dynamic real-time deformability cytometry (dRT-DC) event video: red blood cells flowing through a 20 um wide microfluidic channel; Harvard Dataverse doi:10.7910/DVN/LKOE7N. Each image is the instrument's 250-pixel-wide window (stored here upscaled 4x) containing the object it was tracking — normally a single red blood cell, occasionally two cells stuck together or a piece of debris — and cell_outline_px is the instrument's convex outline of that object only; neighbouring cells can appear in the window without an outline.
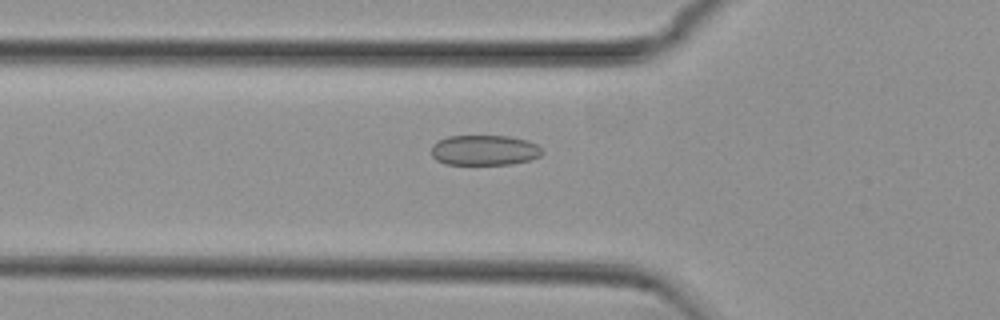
{"species": "common noctule bat (a hibernating species)", "species_latin": "Nyctalus noctula", "temperature_condition": "cold", "stored_images_in_passage": 51, "camera_frame_rate_fps": 3000, "um_per_image_px": 0.085, "animal": {"sex": "female", "body_mass_g": 29.2, "forearm_length_mm": 56.3}, "frame": {"image": 1, "passage_image": 15, "time_ms": 4.667, "image_size_px": [1000, 320], "cell_outline_px": [[544, 152], [540, 156], [532, 160], [512, 164], [444, 164], [436, 160], [432, 156], [432, 144], [448, 136], [508, 136], [528, 140], [536, 144]], "centroid_in_image_um": [41.19, 12.77], "position_along_channel_um": 84.6, "area_um2": 19.65}}
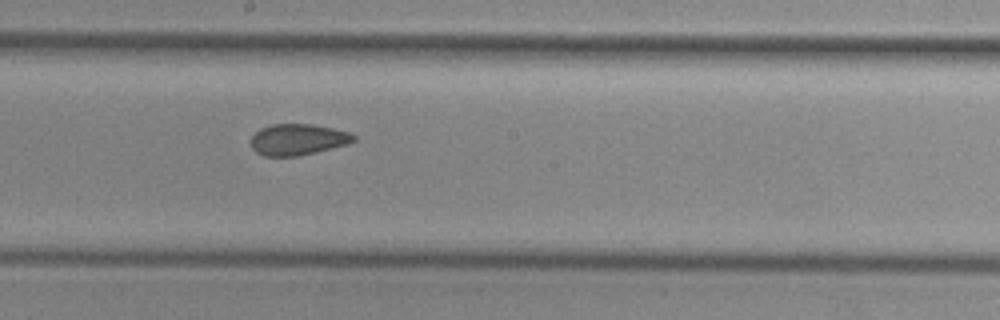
{"frame": {"image": 2, "passage_image": 26, "time_ms": 8.333, "image_size_px": [1000, 320], "cell_outline_px": [[356, 140], [348, 144], [316, 152], [296, 156], [264, 156], [256, 152], [252, 148], [252, 136], [260, 128], [272, 124], [312, 124], [352, 132], [356, 136]], "centroid_in_image_um": [25.35, 11.85], "position_along_channel_um": 222.9, "area_um2": 18.73}}
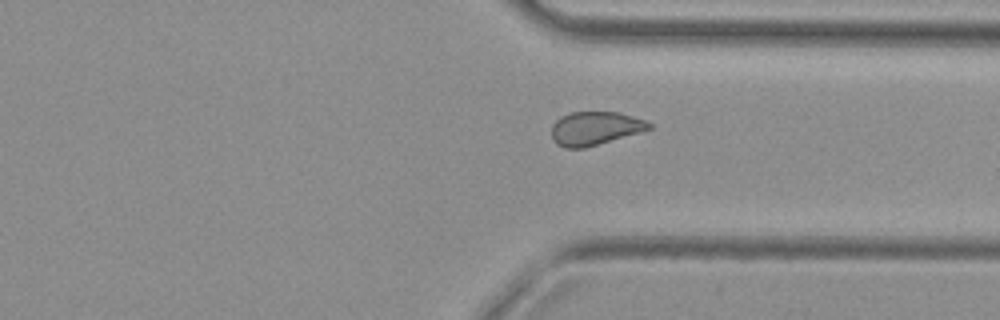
{"frame": {"image": 3, "passage_image": 37, "time_ms": 12.0, "image_size_px": [1000, 320], "cell_outline_px": [[652, 128], [640, 132], [584, 148], [564, 148], [556, 144], [552, 136], [552, 124], [560, 116], [572, 112], [620, 112], [648, 120], [652, 124]], "centroid_in_image_um": [50.59, 10.9], "position_along_channel_um": 360.8, "area_um2": 19.13}, "authors_computed_cell_mechanics": {"area_um2": 19.9988, "velocity_mm_per_s": 3.758, "shape_relaxation_time_tau1_ms": null, "shape_relaxation_time_tau2_ms": 2.3024, "deformation_change_tau1": null, "deformation_change_tau2": 0.0866}}